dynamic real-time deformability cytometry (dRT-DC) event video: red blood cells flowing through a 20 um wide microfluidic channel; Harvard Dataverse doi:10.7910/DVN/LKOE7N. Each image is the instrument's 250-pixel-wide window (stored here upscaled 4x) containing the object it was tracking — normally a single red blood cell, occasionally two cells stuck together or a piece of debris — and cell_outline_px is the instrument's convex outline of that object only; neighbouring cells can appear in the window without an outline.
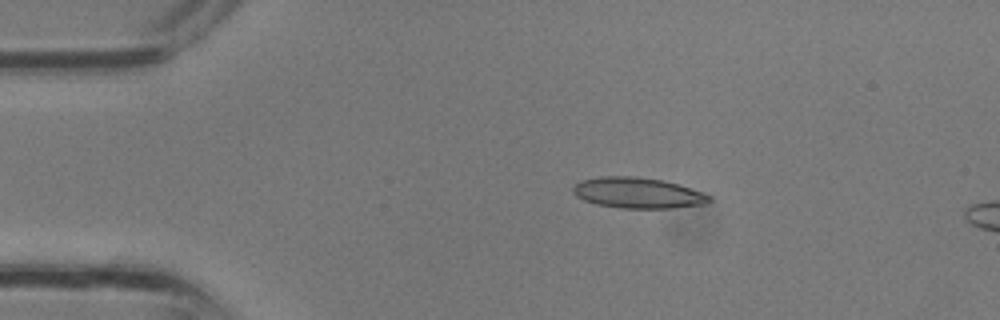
{"species": "common noctule bat (a hibernating species)", "species_latin": "Nyctalus noctula", "temperature_condition": "room temperature", "stored_images_in_passage": 9, "camera_frame_rate_fps": 3000, "um_per_image_px": 0.085, "animal": {"sex": "male", "body_mass_g": 13.3}, "frame": {"image": 1, "passage_image": 6, "time_ms": 1.667, "image_size_px": [1000, 320], "cell_outline_px": [[712, 200], [704, 204], [672, 208], [620, 208], [596, 204], [584, 200], [576, 196], [572, 192], [572, 188], [580, 180], [600, 176], [632, 176], [664, 180], [712, 196]], "centroid_in_image_um": [54.17, 16.39], "position_along_channel_um": 30.8, "area_um2": 24.33}}